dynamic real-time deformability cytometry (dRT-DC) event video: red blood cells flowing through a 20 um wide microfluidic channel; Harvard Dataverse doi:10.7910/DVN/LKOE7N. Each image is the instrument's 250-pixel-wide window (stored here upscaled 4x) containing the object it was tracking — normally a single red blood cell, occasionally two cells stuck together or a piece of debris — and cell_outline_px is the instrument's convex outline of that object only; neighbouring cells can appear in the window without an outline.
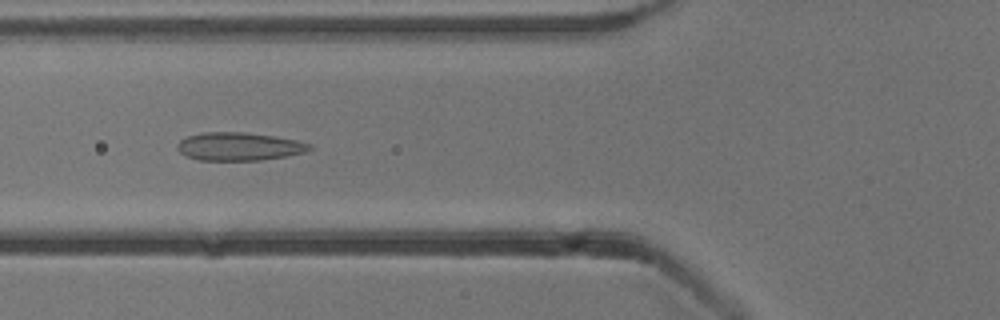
{"species": "common noctule bat (a hibernating species)", "species_latin": "Nyctalus noctula", "temperature_condition": "cold", "stored_images_in_passage": 52, "camera_frame_rate_fps": 3000, "um_per_image_px": 0.085, "animal": {"sex": "male", "body_mass_g": 13.3}, "frame": {"image": 1, "passage_image": 19, "time_ms": 6.0, "image_size_px": [1000, 320], "cell_outline_px": [[312, 148], [304, 152], [284, 156], [260, 160], [200, 160], [188, 156], [180, 152], [176, 148], [176, 144], [180, 140], [188, 136], [200, 132], [244, 132], [276, 136], [296, 140], [312, 144]], "centroid_in_image_um": [20.3, 12.44], "position_along_channel_um": 105.5, "area_um2": 21.62}}
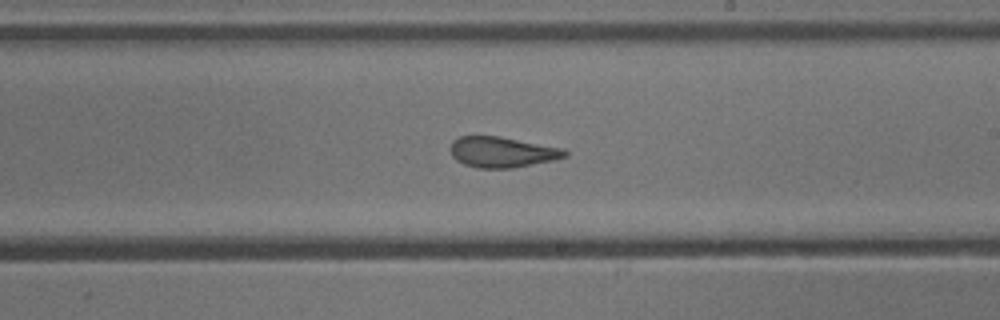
{"frame": {"image": 2, "passage_image": 30, "time_ms": 9.667, "image_size_px": [1000, 320], "cell_outline_px": [[568, 156], [552, 160], [512, 168], [476, 168], [464, 164], [456, 160], [452, 156], [452, 140], [460, 136], [500, 136], [564, 148], [568, 152]], "centroid_in_image_um": [42.69, 12.92], "position_along_channel_um": 246.3, "area_um2": 20.4}}
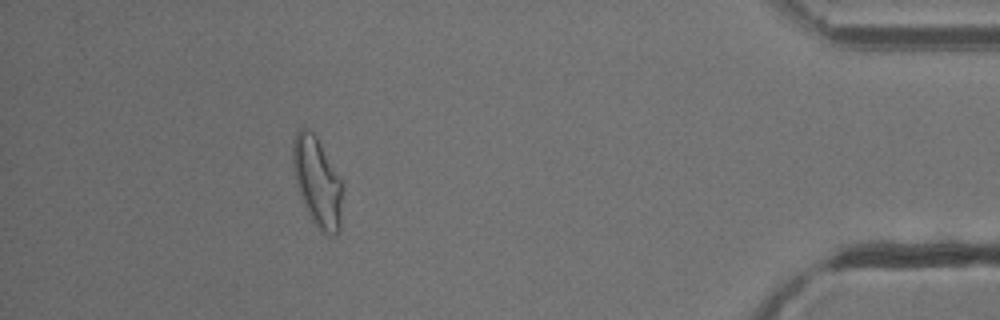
{"frame": {"image": 3, "passage_image": 47, "time_ms": 15.333, "image_size_px": [1000, 320], "cell_outline_px": [[344, 188], [340, 228], [332, 236], [324, 232], [312, 220], [300, 196], [296, 184], [292, 168], [292, 140], [296, 132], [300, 128], [304, 128], [312, 132], [316, 136], [344, 184]], "centroid_in_image_um": [26.98, 15.43], "position_along_channel_um": 408.2, "area_um2": 26.01}, "authors_computed_cell_mechanics": {"area_um2": 23.0911, "velocity_mm_per_s": 3.8383, "shape_relaxation_time_tau1_ms": null, "shape_relaxation_time_tau2_ms": 1.3489, "deformation_change_tau1": null, "deformation_change_tau2": 0.0749}}